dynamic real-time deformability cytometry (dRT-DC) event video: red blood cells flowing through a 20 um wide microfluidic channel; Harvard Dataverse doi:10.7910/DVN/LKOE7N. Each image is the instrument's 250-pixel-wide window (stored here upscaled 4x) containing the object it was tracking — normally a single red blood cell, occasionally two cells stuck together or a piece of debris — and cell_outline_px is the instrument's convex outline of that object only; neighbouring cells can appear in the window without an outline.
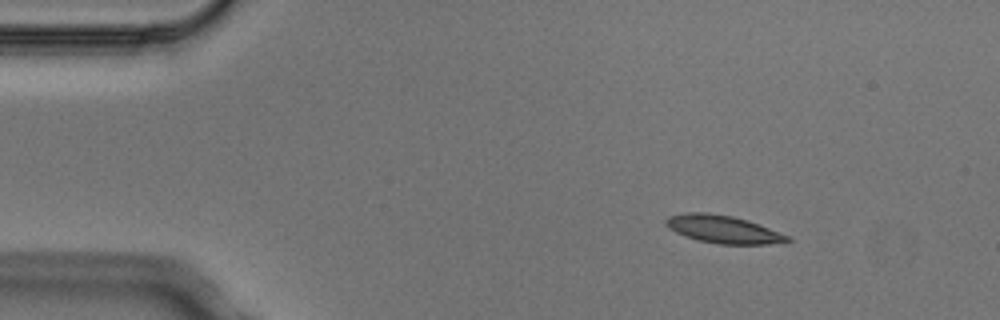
{"species": "Egyptian fruit bat (a non-hibernating species)", "species_latin": "Rousettus aegyptiacus", "temperature_condition": "cold", "stored_images_in_passage": 3, "camera_frame_rate_fps": 3000, "um_per_image_px": 0.085, "animal": {"sex": "male"}, "frame": {"image": 1, "passage_image": 1, "time_ms": 0.0, "image_size_px": [1000, 320], "cell_outline_px": [[792, 240], [768, 244], [720, 244], [700, 240], [676, 232], [668, 228], [664, 224], [664, 220], [668, 216], [688, 212], [708, 212], [732, 216], [748, 220], [792, 236]], "centroid_in_image_um": [61.49, 19.47], "position_along_channel_um": 23.5, "area_um2": 19.65}}